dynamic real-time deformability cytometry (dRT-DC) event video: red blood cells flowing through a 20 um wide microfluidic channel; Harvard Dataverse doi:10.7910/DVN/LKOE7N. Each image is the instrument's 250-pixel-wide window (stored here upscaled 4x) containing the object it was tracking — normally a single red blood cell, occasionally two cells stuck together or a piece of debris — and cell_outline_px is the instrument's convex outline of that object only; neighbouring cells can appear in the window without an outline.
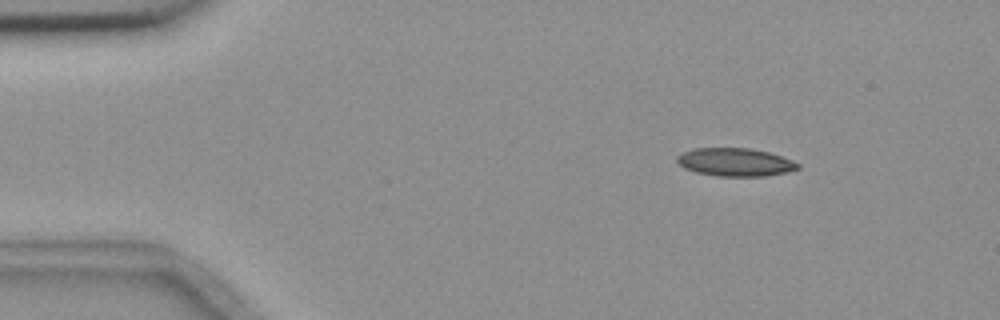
{"species": "common noctule bat (a hibernating species)", "species_latin": "Nyctalus noctula", "temperature_condition": "room temperature", "stored_images_in_passage": 6, "camera_frame_rate_fps": 3000, "um_per_image_px": 0.085, "animal": {"sex": "female", "body_mass_g": 18.4}, "frame": {"image": 1, "passage_image": 3, "time_ms": 2.333, "image_size_px": [1000, 320], "cell_outline_px": [[800, 168], [788, 172], [764, 176], [720, 176], [696, 172], [684, 168], [676, 160], [676, 156], [692, 148], [748, 148], [768, 152], [792, 160], [800, 164]], "centroid_in_image_um": [62.49, 13.78], "position_along_channel_um": 22.5, "area_um2": 19.71}}